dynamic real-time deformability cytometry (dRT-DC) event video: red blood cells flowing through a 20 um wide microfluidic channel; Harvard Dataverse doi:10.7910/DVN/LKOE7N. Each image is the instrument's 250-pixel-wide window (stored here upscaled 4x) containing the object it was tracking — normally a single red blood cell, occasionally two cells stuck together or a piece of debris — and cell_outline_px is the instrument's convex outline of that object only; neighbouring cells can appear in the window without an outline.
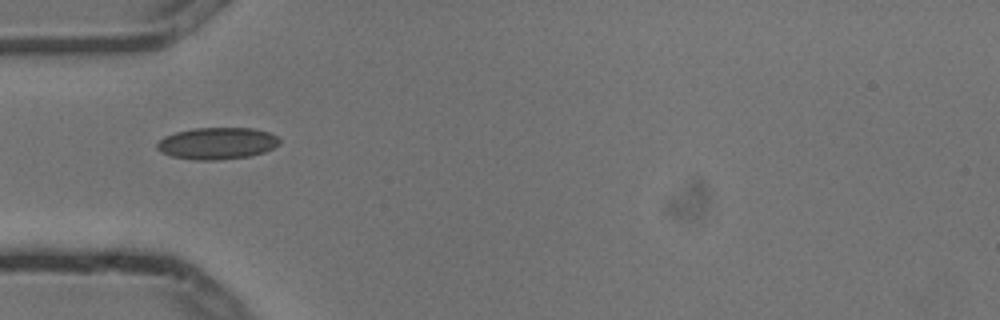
{"species": "common noctule bat (a hibernating species)", "species_latin": "Nyctalus noctula", "temperature_condition": "cold", "stored_images_in_passage": 3, "camera_frame_rate_fps": 3000, "um_per_image_px": 0.085, "animal": {"sex": "male", "body_mass_g": 13.3}, "frame": {"image": 1, "passage_image": 1, "time_ms": 0.0, "image_size_px": [1000, 320], "cell_outline_px": [[280, 144], [264, 152], [248, 156], [216, 160], [196, 160], [172, 156], [160, 152], [156, 148], [156, 144], [164, 136], [176, 132], [196, 128], [252, 128], [268, 132], [276, 136], [280, 140]], "centroid_in_image_um": [18.44, 12.18], "position_along_channel_um": 66.6, "area_um2": 22.6}}
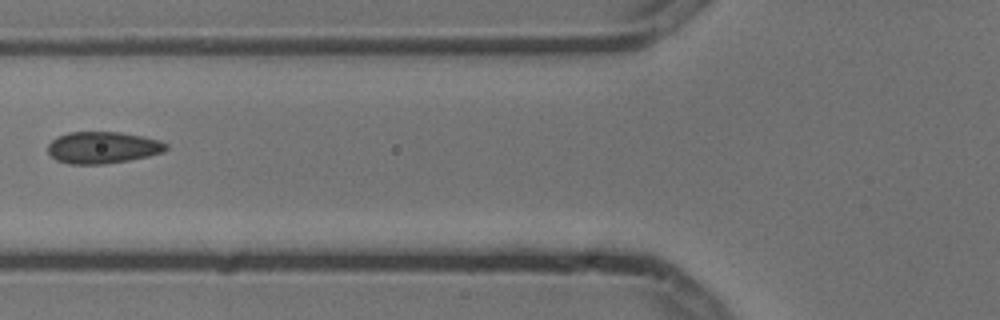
{"frame": {"image": 2, "passage_image": 2, "time_ms": 0.333, "image_size_px": [1000, 320], "cell_outline_px": [[168, 148], [164, 152], [148, 156], [128, 160], [104, 164], [68, 164], [56, 160], [48, 152], [48, 144], [52, 140], [68, 132], [120, 132], [160, 140], [168, 144]], "centroid_in_image_um": [8.74, 12.54], "position_along_channel_um": 117.1, "area_um2": 21.85}}
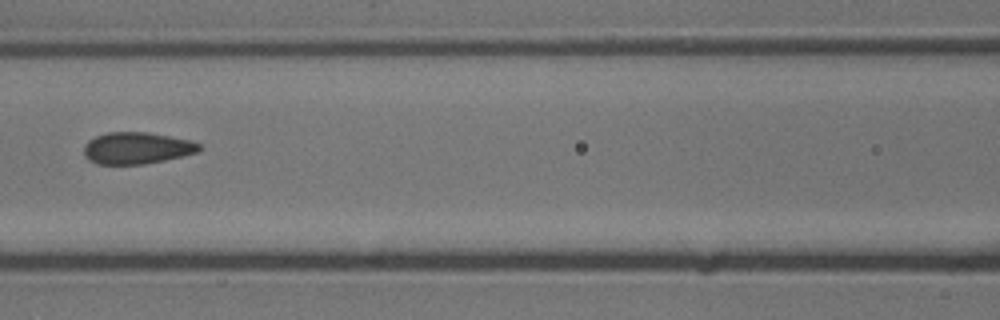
{"frame": {"image": 3, "passage_image": 3, "time_ms": 0.667, "image_size_px": [1000, 320], "cell_outline_px": [[200, 152], [184, 156], [144, 164], [96, 164], [88, 160], [84, 156], [84, 144], [88, 140], [96, 136], [108, 132], [148, 132], [192, 140], [200, 144]], "centroid_in_image_um": [11.63, 12.59], "position_along_channel_um": 155.0, "area_um2": 21.56}}